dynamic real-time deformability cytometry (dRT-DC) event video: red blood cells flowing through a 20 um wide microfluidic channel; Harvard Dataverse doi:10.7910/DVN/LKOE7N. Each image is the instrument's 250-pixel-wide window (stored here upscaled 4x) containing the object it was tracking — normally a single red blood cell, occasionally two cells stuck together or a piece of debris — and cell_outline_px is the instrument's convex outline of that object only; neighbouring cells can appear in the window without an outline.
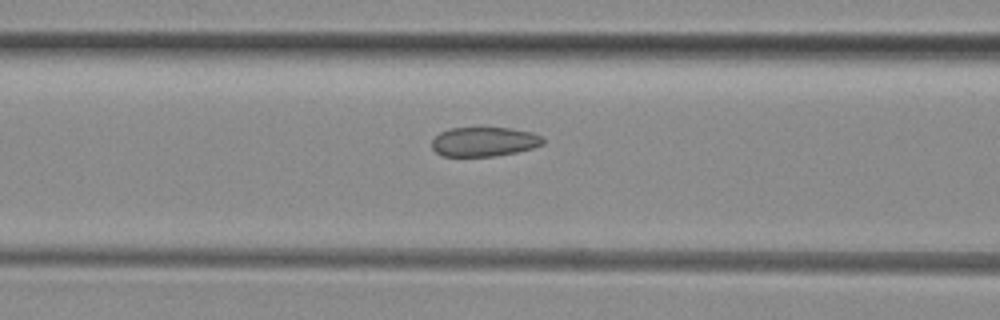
{"species": "common noctule bat (a hibernating species)", "species_latin": "Nyctalus noctula", "temperature_condition": "room temperature", "stored_images_in_passage": 18, "camera_frame_rate_fps": 3000, "um_per_image_px": 0.085, "animal": {"sex": "female", "body_mass_g": 29.2, "forearm_length_mm": 56.3}, "frame": {"image": 1, "passage_image": 16, "time_ms": 5.0, "image_size_px": [1000, 320], "cell_outline_px": [[544, 144], [532, 148], [516, 152], [492, 156], [444, 156], [436, 152], [432, 148], [432, 140], [440, 132], [448, 128], [480, 124], [512, 128], [532, 132], [540, 136], [544, 140]], "centroid_in_image_um": [41.13, 11.98], "position_along_channel_um": 125.5, "area_um2": 19.88}}